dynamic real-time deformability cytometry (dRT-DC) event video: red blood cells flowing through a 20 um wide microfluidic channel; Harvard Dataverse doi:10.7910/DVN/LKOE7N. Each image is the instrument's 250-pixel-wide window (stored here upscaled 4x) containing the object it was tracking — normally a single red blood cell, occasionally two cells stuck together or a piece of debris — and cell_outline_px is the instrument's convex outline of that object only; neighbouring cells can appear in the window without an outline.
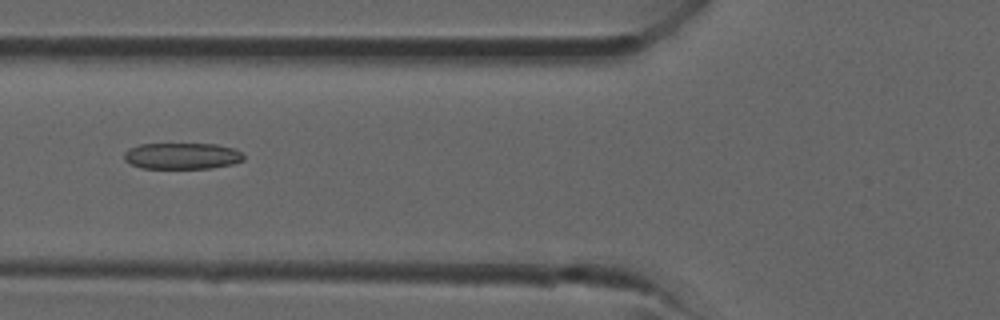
{"species": "common noctule bat (a hibernating species)", "species_latin": "Nyctalus noctula", "temperature_condition": "room temperature", "stored_images_in_passage": 16, "camera_frame_rate_fps": 3000, "um_per_image_px": 0.085, "animal": {"sex": "male", "forearm_length_mm": 52.5}, "frame": {"image": 1, "passage_image": 8, "time_ms": 2.333, "image_size_px": [1000, 320], "cell_outline_px": [[244, 160], [232, 164], [212, 168], [140, 168], [124, 160], [124, 152], [128, 148], [140, 144], [216, 144], [236, 148], [244, 156]], "centroid_in_image_um": [15.48, 13.25], "position_along_channel_um": 110.3, "area_um2": 18.44}}
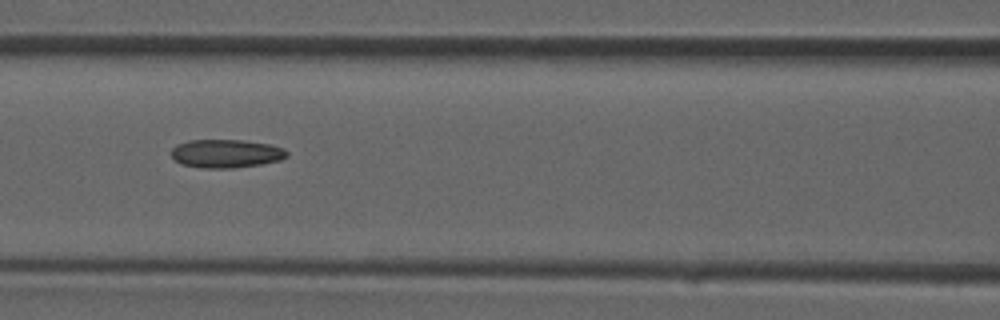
{"frame": {"image": 2, "passage_image": 10, "time_ms": 3.0, "image_size_px": [1000, 320], "cell_outline_px": [[288, 156], [280, 160], [260, 164], [236, 168], [200, 168], [180, 164], [172, 160], [172, 148], [176, 144], [188, 140], [244, 140], [268, 144], [284, 148], [288, 152]], "centroid_in_image_um": [19.18, 13.06], "position_along_channel_um": 147.4, "area_um2": 19.36}}